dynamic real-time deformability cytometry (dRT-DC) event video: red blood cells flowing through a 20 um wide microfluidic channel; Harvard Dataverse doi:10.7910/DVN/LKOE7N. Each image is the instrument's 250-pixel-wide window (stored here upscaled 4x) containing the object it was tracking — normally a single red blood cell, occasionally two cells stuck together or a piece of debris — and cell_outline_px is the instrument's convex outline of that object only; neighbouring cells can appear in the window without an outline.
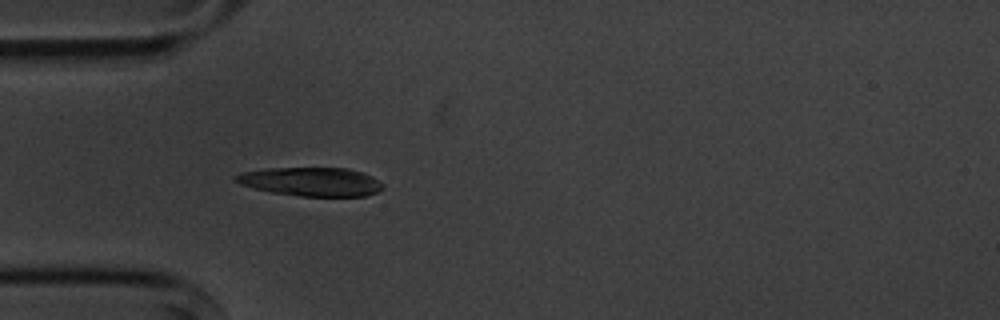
{"species": "common noctule bat (a hibernating species)", "species_latin": "Nyctalus noctula", "temperature_condition": "cold", "stored_images_in_passage": 4, "camera_frame_rate_fps": 3000, "um_per_image_px": 0.085, "animal": {"sex": "male", "body_mass_g": 20.1, "forearm_length_mm": 53.5}, "frame": {"image": 1, "passage_image": 4, "time_ms": 3.667, "image_size_px": [1000, 320], "cell_outline_px": [[384, 188], [376, 192], [364, 196], [300, 196], [272, 192], [240, 184], [232, 176], [240, 172], [268, 168], [348, 168], [364, 172], [372, 176]], "centroid_in_image_um": [26.43, 15.43], "position_along_channel_um": 58.6, "area_um2": 24.51}}